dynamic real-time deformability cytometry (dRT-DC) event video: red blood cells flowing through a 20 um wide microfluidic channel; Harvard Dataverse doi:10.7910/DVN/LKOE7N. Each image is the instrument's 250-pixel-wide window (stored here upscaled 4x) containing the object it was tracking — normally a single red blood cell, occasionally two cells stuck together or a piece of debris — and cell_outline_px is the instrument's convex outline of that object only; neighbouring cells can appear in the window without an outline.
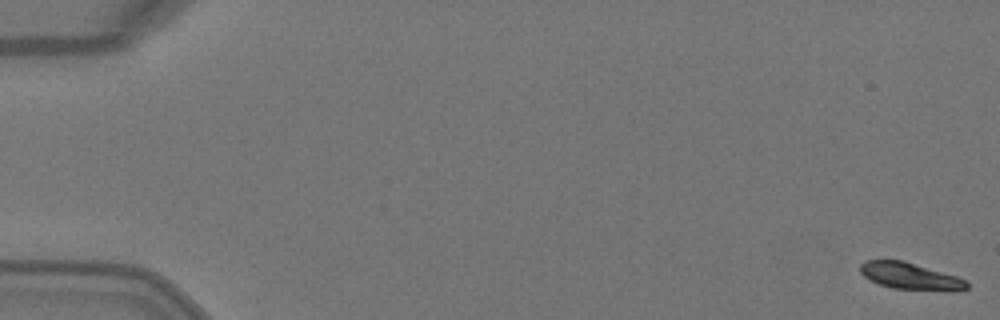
{"species": "Egyptian fruit bat (a non-hibernating species)", "species_latin": "Rousettus aegyptiacus", "temperature_condition": "warm", "stored_images_in_passage": 5, "camera_frame_rate_fps": 3000, "um_per_image_px": 0.085, "animal": {"sex": "female"}, "frame": {"image": 1, "passage_image": 1, "time_ms": 0.0, "image_size_px": [1000, 320], "cell_outline_px": [[968, 288], [952, 292], [892, 288], [880, 284], [864, 276], [860, 272], [860, 264], [864, 260], [904, 260], [956, 276], [964, 280], [968, 284]], "centroid_in_image_um": [77.38, 23.48], "position_along_channel_um": 7.6, "area_um2": 16.7}}
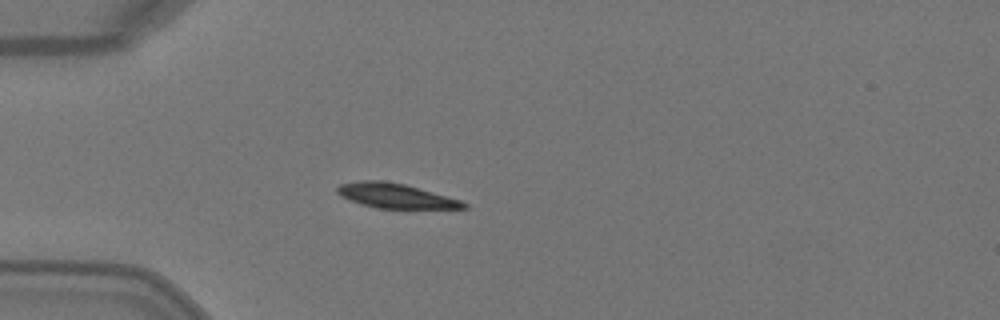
{"frame": {"image": 2, "passage_image": 5, "time_ms": 1.333, "image_size_px": [1000, 320], "cell_outline_px": [[468, 208], [376, 208], [360, 204], [340, 196], [336, 192], [336, 188], [340, 184], [360, 180], [380, 180], [404, 184], [460, 200], [468, 204]], "centroid_in_image_um": [33.56, 16.64], "position_along_channel_um": 51.4, "area_um2": 17.98}}